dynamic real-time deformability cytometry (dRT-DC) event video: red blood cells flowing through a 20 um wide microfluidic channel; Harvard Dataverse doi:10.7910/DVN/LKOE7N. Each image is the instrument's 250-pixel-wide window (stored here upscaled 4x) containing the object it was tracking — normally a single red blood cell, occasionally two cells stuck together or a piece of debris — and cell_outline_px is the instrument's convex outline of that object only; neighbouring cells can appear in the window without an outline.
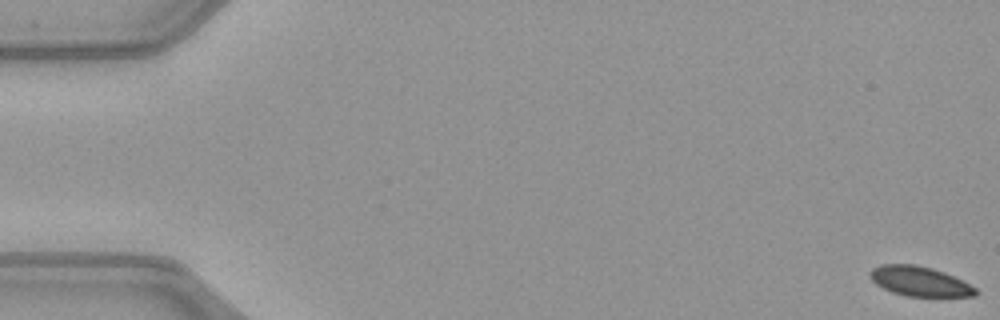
{"species": "common noctule bat (a hibernating species)", "species_latin": "Nyctalus noctula", "temperature_condition": "warm", "stored_images_in_passage": 52, "camera_frame_rate_fps": 3000, "um_per_image_px": 0.085, "animal": {"sex": "female", "body_mass_g": 21.9}, "frame": {"image": 1, "passage_image": 1, "time_ms": 0.0, "image_size_px": [1000, 320], "cell_outline_px": [[976, 296], [908, 296], [892, 292], [876, 284], [868, 276], [868, 272], [872, 268], [880, 264], [916, 264], [932, 268], [944, 272], [976, 288]], "centroid_in_image_um": [78.1, 23.89], "position_along_channel_um": 6.9, "area_um2": 18.15}}
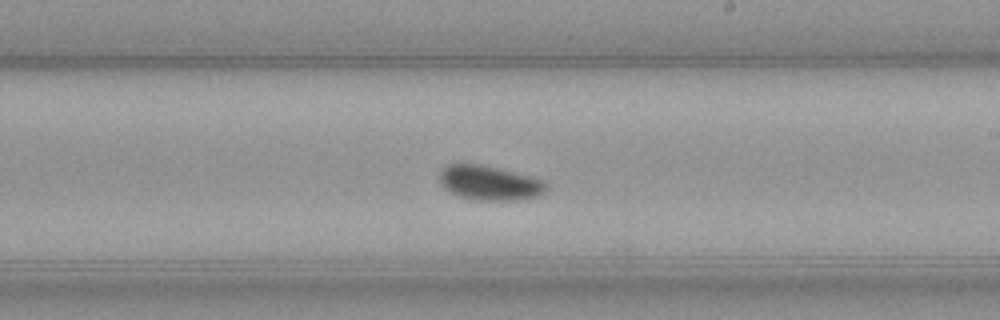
{"frame": {"image": 2, "passage_image": 31, "time_ms": 10.0, "image_size_px": [1000, 320], "cell_outline_px": [[548, 188], [540, 196], [516, 200], [472, 200], [460, 196], [444, 188], [440, 184], [440, 172], [448, 164], [480, 164], [528, 176], [540, 180], [548, 184]], "centroid_in_image_um": [41.6, 15.56], "position_along_channel_um": 247.4, "area_um2": 21.21}}
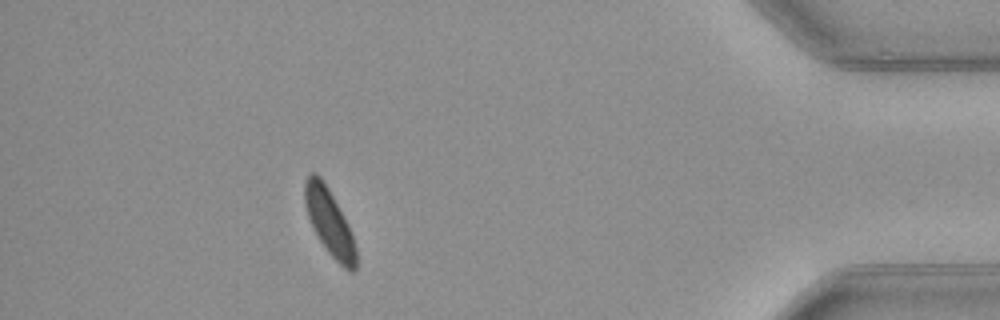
{"frame": {"image": 3, "passage_image": 47, "time_ms": 15.333, "image_size_px": [1000, 320], "cell_outline_px": [[356, 268], [352, 272], [348, 272], [328, 252], [316, 236], [312, 228], [308, 216], [304, 200], [304, 180], [308, 172], [316, 172], [324, 180], [344, 216], [348, 224], [356, 248]], "centroid_in_image_um": [27.97, 18.84], "position_along_channel_um": 407.2, "area_um2": 20.0}, "authors_computed_cell_mechanics": {"area_um2": 20.4034, "velocity_mm_per_s": 4.0108, "shape_relaxation_time_tau1_ms": 3.143, "shape_relaxation_time_tau2_ms": null, "deformation_change_tau1": 0.0576, "deformation_change_tau2": null}}